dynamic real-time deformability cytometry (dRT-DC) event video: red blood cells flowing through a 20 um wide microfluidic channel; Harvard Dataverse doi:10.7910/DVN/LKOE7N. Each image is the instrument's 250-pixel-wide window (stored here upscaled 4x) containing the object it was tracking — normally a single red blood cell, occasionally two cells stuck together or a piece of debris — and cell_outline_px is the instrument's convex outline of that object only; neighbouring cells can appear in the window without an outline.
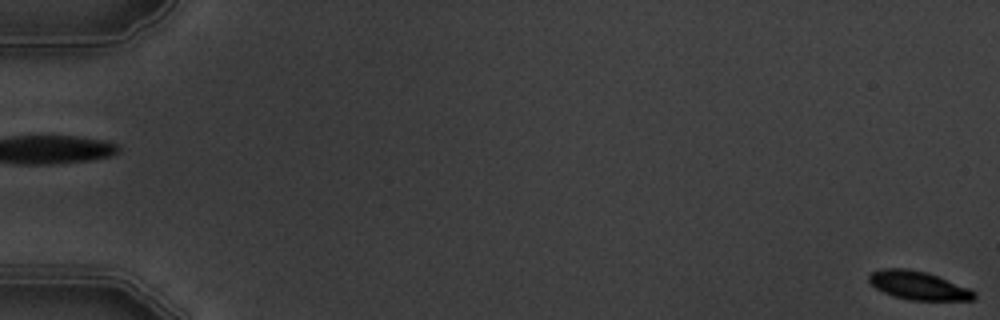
{"species": "common noctule bat (a hibernating species)", "species_latin": "Nyctalus noctula", "temperature_condition": "warm", "stored_images_in_passage": 7, "segment_of_instrument_passage": [2, 2], "camera_frame_rate_fps": 3000, "um_per_image_px": 0.085, "animal": {"sex": "male", "body_mass_g": 19.5, "forearm_length_mm": 54.6}, "frame": {"image": 1, "passage_image": 7, "time_ms": 6.667, "image_size_px": [1000, 320], "cell_outline_px": [[976, 300], [908, 300], [884, 292], [876, 288], [868, 280], [868, 276], [872, 272], [884, 268], [908, 268], [924, 272], [936, 276], [968, 288], [976, 292]], "centroid_in_image_um": [78.06, 24.27], "position_along_channel_um": 6.9, "area_um2": 17.17}}